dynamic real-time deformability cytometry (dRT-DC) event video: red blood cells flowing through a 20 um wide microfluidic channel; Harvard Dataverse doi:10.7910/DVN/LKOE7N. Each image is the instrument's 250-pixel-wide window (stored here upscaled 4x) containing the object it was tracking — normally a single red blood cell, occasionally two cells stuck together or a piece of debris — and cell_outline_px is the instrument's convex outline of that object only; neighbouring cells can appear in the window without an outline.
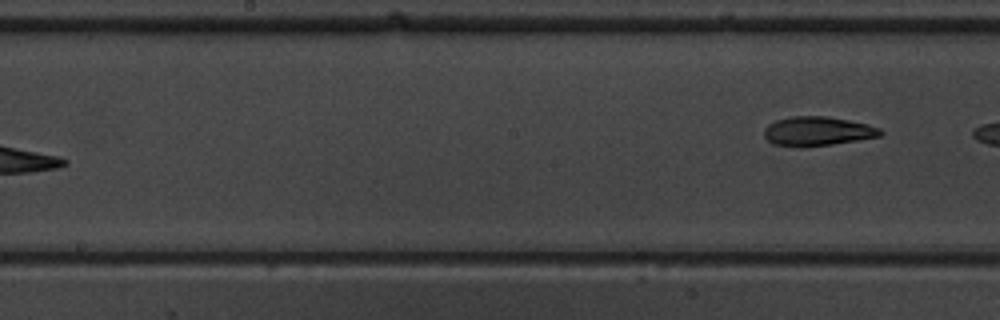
{"species": "common noctule bat (a hibernating species)", "species_latin": "Nyctalus noctula", "temperature_condition": "warm", "stored_images_in_passage": 7, "segment_of_instrument_passage": [2, 2], "camera_frame_rate_fps": 3000, "um_per_image_px": 0.085, "animal": {"sex": "male", "body_mass_g": 19.5, "forearm_length_mm": 54.6}, "frame": {"image": 1, "passage_image": 7, "time_ms": 7.0, "image_size_px": [1000, 320], "cell_outline_px": [[884, 132], [880, 136], [832, 144], [800, 148], [772, 144], [764, 136], [764, 128], [768, 124], [776, 120], [792, 116], [824, 116], [848, 120], [868, 124], [880, 128]], "centroid_in_image_um": [69.45, 11.16], "position_along_channel_um": 178.7, "area_um2": 19.88}}